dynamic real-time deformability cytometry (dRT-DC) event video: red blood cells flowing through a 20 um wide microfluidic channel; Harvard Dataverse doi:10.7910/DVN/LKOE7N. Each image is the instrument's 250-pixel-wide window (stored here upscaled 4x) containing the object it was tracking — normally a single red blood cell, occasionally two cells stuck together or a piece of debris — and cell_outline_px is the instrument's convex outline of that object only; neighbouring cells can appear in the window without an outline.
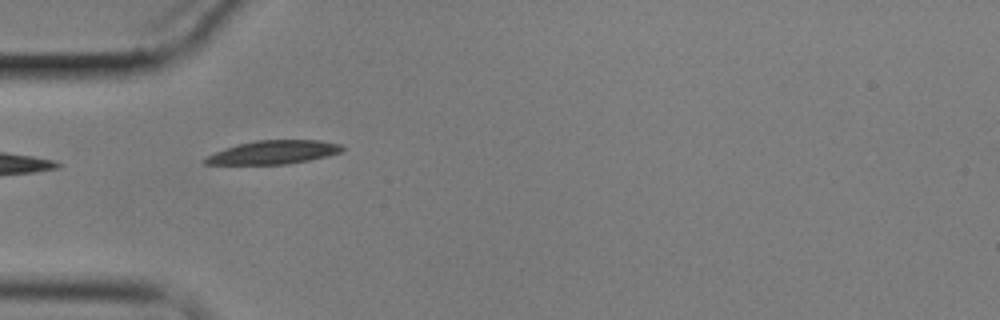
{"species": "common noctule bat (a hibernating species)", "species_latin": "Nyctalus noctula", "temperature_condition": "cold", "stored_images_in_passage": 7, "camera_frame_rate_fps": 3000, "um_per_image_px": 0.085, "animal": {"sex": "male", "body_mass_g": 17.9}, "frame": {"image": 1, "passage_image": 6, "time_ms": 6.333, "image_size_px": [1000, 320], "cell_outline_px": [[344, 148], [340, 152], [328, 156], [288, 164], [204, 164], [200, 160], [224, 148], [236, 144], [256, 140], [320, 140], [340, 144]], "centroid_in_image_um": [23.22, 12.94], "position_along_channel_um": 61.8, "area_um2": 18.79}}
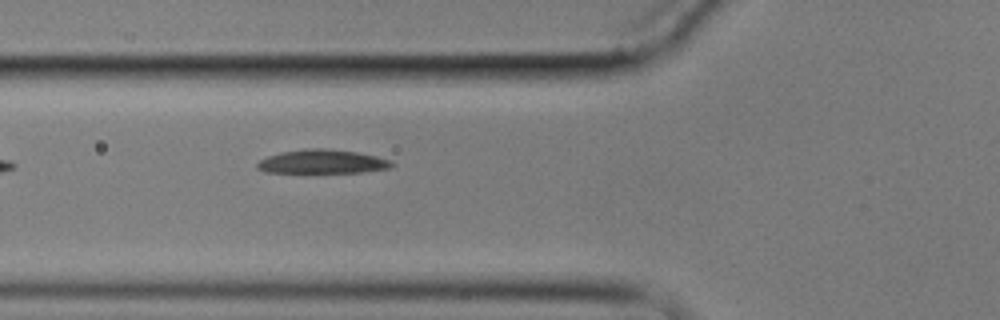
{"frame": {"image": 2, "passage_image": 7, "time_ms": 7.667, "image_size_px": [1000, 320], "cell_outline_px": [[396, 164], [392, 168], [364, 172], [264, 172], [256, 168], [256, 164], [260, 160], [268, 156], [280, 152], [304, 148], [324, 148], [356, 152], [376, 156], [392, 160]], "centroid_in_image_um": [27.43, 13.73], "position_along_channel_um": 98.4, "area_um2": 18.84}}